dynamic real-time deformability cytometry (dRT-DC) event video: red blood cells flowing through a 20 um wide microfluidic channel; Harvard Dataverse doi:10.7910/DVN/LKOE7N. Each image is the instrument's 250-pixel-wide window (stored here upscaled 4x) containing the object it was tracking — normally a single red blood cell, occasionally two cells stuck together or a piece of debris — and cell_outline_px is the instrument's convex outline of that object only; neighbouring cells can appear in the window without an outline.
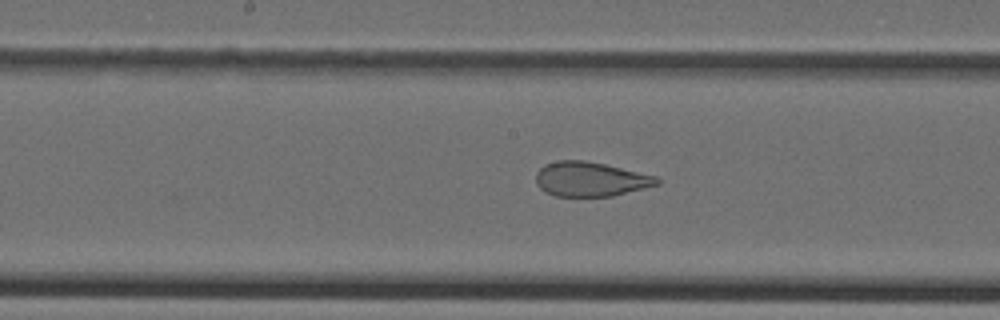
{"species": "Egyptian fruit bat (a non-hibernating species)", "species_latin": "Rousettus aegyptiacus", "temperature_condition": "cold", "stored_images_in_passage": 32, "camera_frame_rate_fps": 3000, "um_per_image_px": 0.085, "animal": {"sex": "female"}, "frame": {"image": 1, "passage_image": 10, "time_ms": 3.0, "image_size_px": [1000, 320], "cell_outline_px": [[660, 184], [612, 196], [556, 196], [544, 192], [536, 184], [536, 172], [544, 164], [556, 160], [584, 160], [604, 164], [656, 176], [660, 180]], "centroid_in_image_um": [50.15, 15.22], "position_along_channel_um": 198.1, "area_um2": 24.33}}
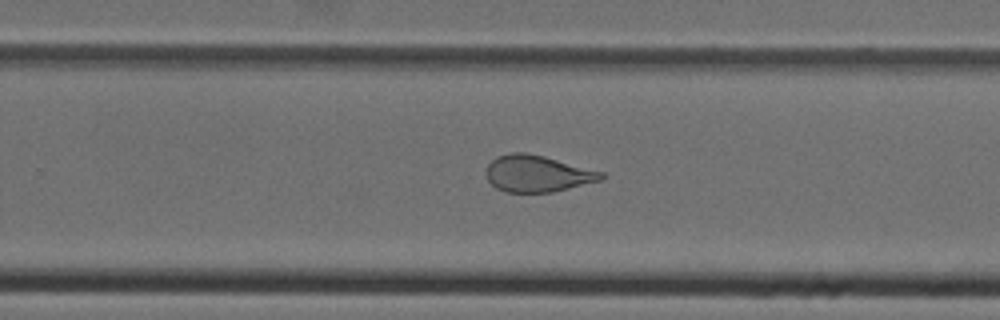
{"frame": {"image": 2, "passage_image": 16, "time_ms": 5.0, "image_size_px": [1000, 320], "cell_outline_px": [[604, 180], [552, 192], [504, 192], [496, 188], [488, 180], [488, 164], [496, 156], [508, 152], [524, 152], [544, 156], [604, 172]], "centroid_in_image_um": [45.7, 14.75], "position_along_channel_um": 284.1, "area_um2": 24.57}}
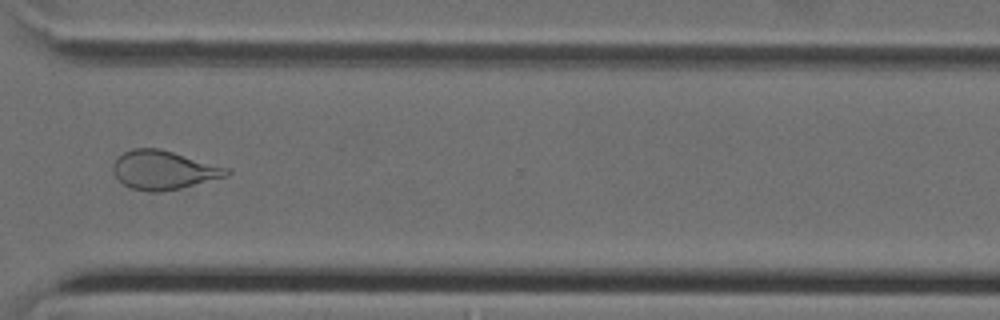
{"frame": {"image": 3, "passage_image": 21, "time_ms": 6.667, "image_size_px": [1000, 320], "cell_outline_px": [[232, 172], [228, 176], [180, 188], [160, 192], [148, 192], [132, 188], [124, 184], [116, 176], [112, 168], [112, 164], [116, 156], [132, 148], [160, 148], [232, 168]], "centroid_in_image_um": [13.94, 14.44], "position_along_channel_um": 356.7, "area_um2": 26.01}}